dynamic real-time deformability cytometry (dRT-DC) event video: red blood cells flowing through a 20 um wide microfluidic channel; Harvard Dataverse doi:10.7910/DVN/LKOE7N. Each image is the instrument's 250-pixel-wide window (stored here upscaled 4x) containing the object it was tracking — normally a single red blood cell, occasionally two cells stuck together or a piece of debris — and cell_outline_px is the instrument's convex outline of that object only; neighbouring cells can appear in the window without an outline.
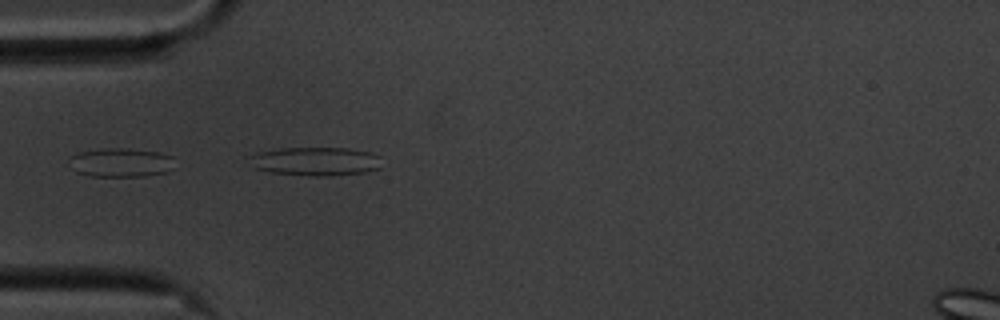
{"species": "common noctule bat (a hibernating species)", "species_latin": "Nyctalus noctula", "temperature_condition": "cold", "stored_images_in_passage": 20, "camera_frame_rate_fps": 3000, "um_per_image_px": 0.085, "animal": {"sex": "male", "body_mass_g": 20.1, "forearm_length_mm": 53.5}, "frame": {"image": 1, "passage_image": 6, "time_ms": 1.667, "image_size_px": [1000, 320], "cell_outline_px": [[380, 168], [364, 172], [328, 176], [308, 176], [272, 172], [256, 168], [248, 156], [256, 152], [280, 148], [344, 148], [372, 152], [380, 156]], "centroid_in_image_um": [26.84, 13.71], "position_along_channel_um": 58.2, "area_um2": 22.02}}